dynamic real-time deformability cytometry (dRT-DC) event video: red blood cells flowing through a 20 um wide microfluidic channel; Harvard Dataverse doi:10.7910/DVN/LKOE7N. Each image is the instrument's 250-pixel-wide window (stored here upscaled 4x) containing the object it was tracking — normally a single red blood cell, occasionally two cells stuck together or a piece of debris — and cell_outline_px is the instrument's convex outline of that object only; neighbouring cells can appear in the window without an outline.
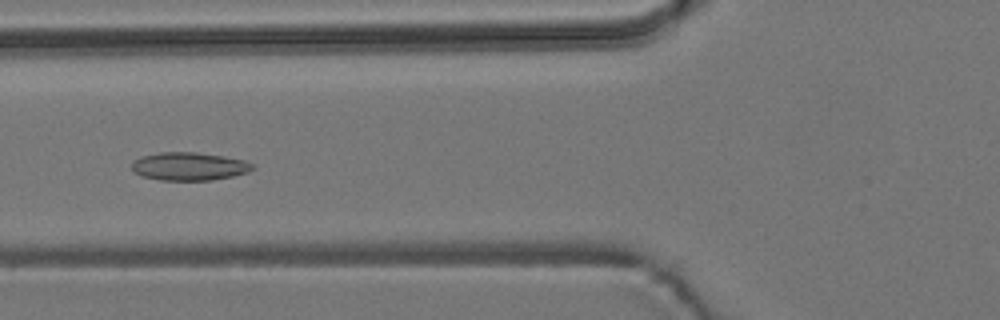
{"species": "common noctule bat (a hibernating species)", "species_latin": "Nyctalus noctula", "temperature_condition": "room temperature", "stored_images_in_passage": 8, "camera_frame_rate_fps": 3000, "um_per_image_px": 0.085, "animal": {"sex": "male", "body_mass_g": 19.2, "forearm_length_mm": 51.8}, "frame": {"image": 1, "passage_image": 5, "time_ms": 5.667, "image_size_px": [1000, 320], "cell_outline_px": [[256, 168], [248, 172], [232, 176], [212, 180], [160, 180], [144, 176], [132, 172], [132, 160], [140, 156], [160, 152], [196, 152], [224, 156], [244, 160], [256, 164]], "centroid_in_image_um": [16.09, 14.13], "position_along_channel_um": 109.7, "area_um2": 20.0}}
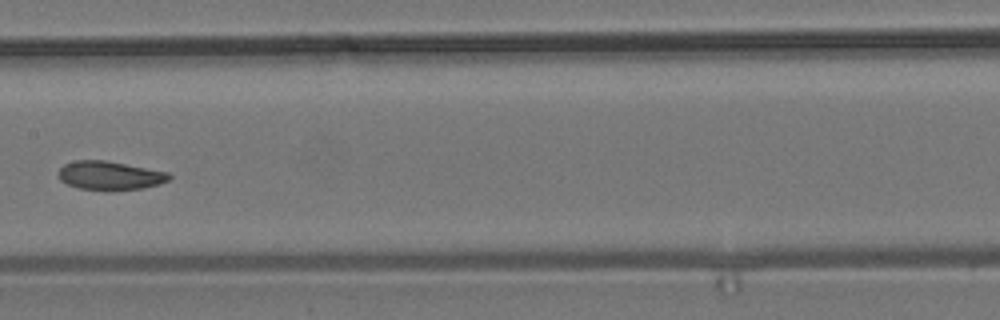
{"frame": {"image": 2, "passage_image": 7, "time_ms": 8.0, "image_size_px": [1000, 320], "cell_outline_px": [[172, 176], [168, 180], [160, 184], [144, 188], [80, 188], [68, 184], [60, 180], [56, 172], [64, 164], [76, 160], [104, 160], [168, 172]], "centroid_in_image_um": [9.32, 14.88], "position_along_channel_um": 198.1, "area_um2": 17.92}}
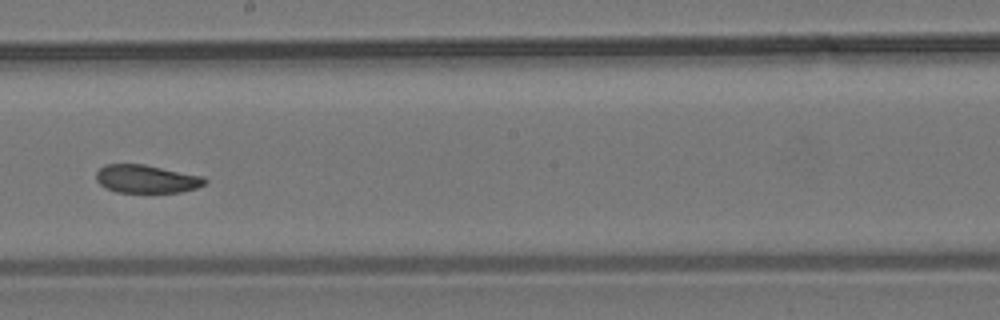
{"frame": {"image": 3, "passage_image": 8, "time_ms": 9.0, "image_size_px": [1000, 320], "cell_outline_px": [[208, 180], [204, 184], [196, 188], [180, 192], [116, 192], [104, 188], [96, 180], [96, 172], [104, 164], [144, 164], [204, 176]], "centroid_in_image_um": [12.44, 15.2], "position_along_channel_um": 235.8, "area_um2": 17.92}}